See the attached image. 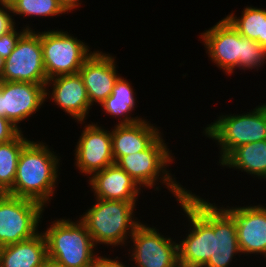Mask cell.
Wrapping results in <instances>:
<instances>
[{
    "label": "cell",
    "instance_id": "1",
    "mask_svg": "<svg viewBox=\"0 0 266 267\" xmlns=\"http://www.w3.org/2000/svg\"><path fill=\"white\" fill-rule=\"evenodd\" d=\"M177 203L191 224L178 243L180 267H229L241 253L234 218L190 190Z\"/></svg>",
    "mask_w": 266,
    "mask_h": 267
},
{
    "label": "cell",
    "instance_id": "2",
    "mask_svg": "<svg viewBox=\"0 0 266 267\" xmlns=\"http://www.w3.org/2000/svg\"><path fill=\"white\" fill-rule=\"evenodd\" d=\"M42 141H29L22 149L9 195L50 203L58 183L60 157Z\"/></svg>",
    "mask_w": 266,
    "mask_h": 267
},
{
    "label": "cell",
    "instance_id": "3",
    "mask_svg": "<svg viewBox=\"0 0 266 267\" xmlns=\"http://www.w3.org/2000/svg\"><path fill=\"white\" fill-rule=\"evenodd\" d=\"M95 199V204L79 217L90 233L94 245H125L128 236L130 238L141 223L136 221L137 217H133L136 202Z\"/></svg>",
    "mask_w": 266,
    "mask_h": 267
},
{
    "label": "cell",
    "instance_id": "4",
    "mask_svg": "<svg viewBox=\"0 0 266 267\" xmlns=\"http://www.w3.org/2000/svg\"><path fill=\"white\" fill-rule=\"evenodd\" d=\"M172 155L161 134L146 150L123 156L116 164L140 187H153L155 190H160L159 186L155 187L158 184L156 182L159 181L172 192L173 196L176 197V201H178L183 199L189 190L183 188L167 169V166L169 167L173 162Z\"/></svg>",
    "mask_w": 266,
    "mask_h": 267
},
{
    "label": "cell",
    "instance_id": "5",
    "mask_svg": "<svg viewBox=\"0 0 266 267\" xmlns=\"http://www.w3.org/2000/svg\"><path fill=\"white\" fill-rule=\"evenodd\" d=\"M48 258L65 267H93L95 245L85 224L79 219H56L43 232Z\"/></svg>",
    "mask_w": 266,
    "mask_h": 267
},
{
    "label": "cell",
    "instance_id": "6",
    "mask_svg": "<svg viewBox=\"0 0 266 267\" xmlns=\"http://www.w3.org/2000/svg\"><path fill=\"white\" fill-rule=\"evenodd\" d=\"M220 148L219 164L235 149L251 142L266 139V103L250 112L221 115L203 131Z\"/></svg>",
    "mask_w": 266,
    "mask_h": 267
},
{
    "label": "cell",
    "instance_id": "7",
    "mask_svg": "<svg viewBox=\"0 0 266 267\" xmlns=\"http://www.w3.org/2000/svg\"><path fill=\"white\" fill-rule=\"evenodd\" d=\"M86 44L67 31H42L41 46L47 80L79 73L84 62L93 54Z\"/></svg>",
    "mask_w": 266,
    "mask_h": 267
},
{
    "label": "cell",
    "instance_id": "8",
    "mask_svg": "<svg viewBox=\"0 0 266 267\" xmlns=\"http://www.w3.org/2000/svg\"><path fill=\"white\" fill-rule=\"evenodd\" d=\"M45 207L32 199L7 195L0 201V247L31 239Z\"/></svg>",
    "mask_w": 266,
    "mask_h": 267
},
{
    "label": "cell",
    "instance_id": "9",
    "mask_svg": "<svg viewBox=\"0 0 266 267\" xmlns=\"http://www.w3.org/2000/svg\"><path fill=\"white\" fill-rule=\"evenodd\" d=\"M7 82L46 84L43 64L41 32L26 30L17 41L10 55L4 59L1 75Z\"/></svg>",
    "mask_w": 266,
    "mask_h": 267
},
{
    "label": "cell",
    "instance_id": "10",
    "mask_svg": "<svg viewBox=\"0 0 266 267\" xmlns=\"http://www.w3.org/2000/svg\"><path fill=\"white\" fill-rule=\"evenodd\" d=\"M159 229L152 228L142 222L135 228L131 240L133 246L130 261L133 267H180L178 241L165 237Z\"/></svg>",
    "mask_w": 266,
    "mask_h": 267
},
{
    "label": "cell",
    "instance_id": "11",
    "mask_svg": "<svg viewBox=\"0 0 266 267\" xmlns=\"http://www.w3.org/2000/svg\"><path fill=\"white\" fill-rule=\"evenodd\" d=\"M46 84L4 81L0 90V116L20 131L19 123L33 116L46 100Z\"/></svg>",
    "mask_w": 266,
    "mask_h": 267
},
{
    "label": "cell",
    "instance_id": "12",
    "mask_svg": "<svg viewBox=\"0 0 266 267\" xmlns=\"http://www.w3.org/2000/svg\"><path fill=\"white\" fill-rule=\"evenodd\" d=\"M78 139L74 165L91 178L95 173L115 163L112 152L111 132L93 122L84 126Z\"/></svg>",
    "mask_w": 266,
    "mask_h": 267
},
{
    "label": "cell",
    "instance_id": "13",
    "mask_svg": "<svg viewBox=\"0 0 266 267\" xmlns=\"http://www.w3.org/2000/svg\"><path fill=\"white\" fill-rule=\"evenodd\" d=\"M200 36L208 57L218 68L227 75L238 68L239 58L242 57V36L226 18Z\"/></svg>",
    "mask_w": 266,
    "mask_h": 267
},
{
    "label": "cell",
    "instance_id": "14",
    "mask_svg": "<svg viewBox=\"0 0 266 267\" xmlns=\"http://www.w3.org/2000/svg\"><path fill=\"white\" fill-rule=\"evenodd\" d=\"M223 208L234 218L241 254L266 258V207L250 205Z\"/></svg>",
    "mask_w": 266,
    "mask_h": 267
},
{
    "label": "cell",
    "instance_id": "15",
    "mask_svg": "<svg viewBox=\"0 0 266 267\" xmlns=\"http://www.w3.org/2000/svg\"><path fill=\"white\" fill-rule=\"evenodd\" d=\"M45 87L46 99L51 94L52 102L58 107L60 106L72 119L80 124L85 122L92 107L84 81L79 73L53 77L47 80ZM49 87H52V93H50Z\"/></svg>",
    "mask_w": 266,
    "mask_h": 267
},
{
    "label": "cell",
    "instance_id": "16",
    "mask_svg": "<svg viewBox=\"0 0 266 267\" xmlns=\"http://www.w3.org/2000/svg\"><path fill=\"white\" fill-rule=\"evenodd\" d=\"M114 58L109 53L93 51L79 70L91 106L94 102L101 105L112 93L115 81L119 77Z\"/></svg>",
    "mask_w": 266,
    "mask_h": 267
},
{
    "label": "cell",
    "instance_id": "17",
    "mask_svg": "<svg viewBox=\"0 0 266 267\" xmlns=\"http://www.w3.org/2000/svg\"><path fill=\"white\" fill-rule=\"evenodd\" d=\"M88 183L95 198L102 200L136 202L142 190L116 163L95 173Z\"/></svg>",
    "mask_w": 266,
    "mask_h": 267
},
{
    "label": "cell",
    "instance_id": "18",
    "mask_svg": "<svg viewBox=\"0 0 266 267\" xmlns=\"http://www.w3.org/2000/svg\"><path fill=\"white\" fill-rule=\"evenodd\" d=\"M143 119L133 124H116L111 131L115 163L123 156L146 150L162 133Z\"/></svg>",
    "mask_w": 266,
    "mask_h": 267
},
{
    "label": "cell",
    "instance_id": "19",
    "mask_svg": "<svg viewBox=\"0 0 266 267\" xmlns=\"http://www.w3.org/2000/svg\"><path fill=\"white\" fill-rule=\"evenodd\" d=\"M47 258L42 232L31 239L0 247V267H44Z\"/></svg>",
    "mask_w": 266,
    "mask_h": 267
},
{
    "label": "cell",
    "instance_id": "20",
    "mask_svg": "<svg viewBox=\"0 0 266 267\" xmlns=\"http://www.w3.org/2000/svg\"><path fill=\"white\" fill-rule=\"evenodd\" d=\"M220 166L239 169L259 179H266V139L235 148Z\"/></svg>",
    "mask_w": 266,
    "mask_h": 267
},
{
    "label": "cell",
    "instance_id": "21",
    "mask_svg": "<svg viewBox=\"0 0 266 267\" xmlns=\"http://www.w3.org/2000/svg\"><path fill=\"white\" fill-rule=\"evenodd\" d=\"M134 89L124 77L119 76L115 81L112 93L100 105L102 110L120 119L118 124H133L143 120L138 116L132 117L131 113L135 109L136 97L134 96ZM131 115V116H130ZM123 119H122V118Z\"/></svg>",
    "mask_w": 266,
    "mask_h": 267
},
{
    "label": "cell",
    "instance_id": "22",
    "mask_svg": "<svg viewBox=\"0 0 266 267\" xmlns=\"http://www.w3.org/2000/svg\"><path fill=\"white\" fill-rule=\"evenodd\" d=\"M225 18L241 36L257 41L266 49V8L247 6L240 17L231 13Z\"/></svg>",
    "mask_w": 266,
    "mask_h": 267
},
{
    "label": "cell",
    "instance_id": "23",
    "mask_svg": "<svg viewBox=\"0 0 266 267\" xmlns=\"http://www.w3.org/2000/svg\"><path fill=\"white\" fill-rule=\"evenodd\" d=\"M21 131L11 141L0 144V184L8 191L13 187L19 155L30 141Z\"/></svg>",
    "mask_w": 266,
    "mask_h": 267
},
{
    "label": "cell",
    "instance_id": "24",
    "mask_svg": "<svg viewBox=\"0 0 266 267\" xmlns=\"http://www.w3.org/2000/svg\"><path fill=\"white\" fill-rule=\"evenodd\" d=\"M12 13L20 16L54 17L66 12L57 0H8Z\"/></svg>",
    "mask_w": 266,
    "mask_h": 267
},
{
    "label": "cell",
    "instance_id": "25",
    "mask_svg": "<svg viewBox=\"0 0 266 267\" xmlns=\"http://www.w3.org/2000/svg\"><path fill=\"white\" fill-rule=\"evenodd\" d=\"M266 49L257 41L242 36V57L239 58L240 70H257L266 63Z\"/></svg>",
    "mask_w": 266,
    "mask_h": 267
},
{
    "label": "cell",
    "instance_id": "26",
    "mask_svg": "<svg viewBox=\"0 0 266 267\" xmlns=\"http://www.w3.org/2000/svg\"><path fill=\"white\" fill-rule=\"evenodd\" d=\"M32 30L31 27H23L21 31H17L14 28L11 32H8L0 37V55L6 59L15 48L20 36L26 31Z\"/></svg>",
    "mask_w": 266,
    "mask_h": 267
},
{
    "label": "cell",
    "instance_id": "27",
    "mask_svg": "<svg viewBox=\"0 0 266 267\" xmlns=\"http://www.w3.org/2000/svg\"><path fill=\"white\" fill-rule=\"evenodd\" d=\"M2 6V7H1ZM9 12V13H8ZM12 9L8 0L0 2V37L11 32L15 27V20L12 18Z\"/></svg>",
    "mask_w": 266,
    "mask_h": 267
},
{
    "label": "cell",
    "instance_id": "28",
    "mask_svg": "<svg viewBox=\"0 0 266 267\" xmlns=\"http://www.w3.org/2000/svg\"><path fill=\"white\" fill-rule=\"evenodd\" d=\"M20 132L7 118L0 116V144L11 141Z\"/></svg>",
    "mask_w": 266,
    "mask_h": 267
},
{
    "label": "cell",
    "instance_id": "29",
    "mask_svg": "<svg viewBox=\"0 0 266 267\" xmlns=\"http://www.w3.org/2000/svg\"><path fill=\"white\" fill-rule=\"evenodd\" d=\"M118 259V257L111 259L100 255L94 261L93 267H129L123 264L121 260L119 261Z\"/></svg>",
    "mask_w": 266,
    "mask_h": 267
},
{
    "label": "cell",
    "instance_id": "30",
    "mask_svg": "<svg viewBox=\"0 0 266 267\" xmlns=\"http://www.w3.org/2000/svg\"><path fill=\"white\" fill-rule=\"evenodd\" d=\"M57 1L66 13H69L71 12V10L73 11L77 7L81 6V3L79 2L80 0H57Z\"/></svg>",
    "mask_w": 266,
    "mask_h": 267
},
{
    "label": "cell",
    "instance_id": "31",
    "mask_svg": "<svg viewBox=\"0 0 266 267\" xmlns=\"http://www.w3.org/2000/svg\"><path fill=\"white\" fill-rule=\"evenodd\" d=\"M44 267H65L63 266L62 264L50 259V258H47L46 261H45V264H44Z\"/></svg>",
    "mask_w": 266,
    "mask_h": 267
},
{
    "label": "cell",
    "instance_id": "32",
    "mask_svg": "<svg viewBox=\"0 0 266 267\" xmlns=\"http://www.w3.org/2000/svg\"><path fill=\"white\" fill-rule=\"evenodd\" d=\"M8 194V190L0 184V201L3 200Z\"/></svg>",
    "mask_w": 266,
    "mask_h": 267
},
{
    "label": "cell",
    "instance_id": "33",
    "mask_svg": "<svg viewBox=\"0 0 266 267\" xmlns=\"http://www.w3.org/2000/svg\"><path fill=\"white\" fill-rule=\"evenodd\" d=\"M3 69H4V58L0 55V76L3 73Z\"/></svg>",
    "mask_w": 266,
    "mask_h": 267
},
{
    "label": "cell",
    "instance_id": "34",
    "mask_svg": "<svg viewBox=\"0 0 266 267\" xmlns=\"http://www.w3.org/2000/svg\"><path fill=\"white\" fill-rule=\"evenodd\" d=\"M3 82H4V80H3V78L0 76V90H1V87H2Z\"/></svg>",
    "mask_w": 266,
    "mask_h": 267
}]
</instances>
